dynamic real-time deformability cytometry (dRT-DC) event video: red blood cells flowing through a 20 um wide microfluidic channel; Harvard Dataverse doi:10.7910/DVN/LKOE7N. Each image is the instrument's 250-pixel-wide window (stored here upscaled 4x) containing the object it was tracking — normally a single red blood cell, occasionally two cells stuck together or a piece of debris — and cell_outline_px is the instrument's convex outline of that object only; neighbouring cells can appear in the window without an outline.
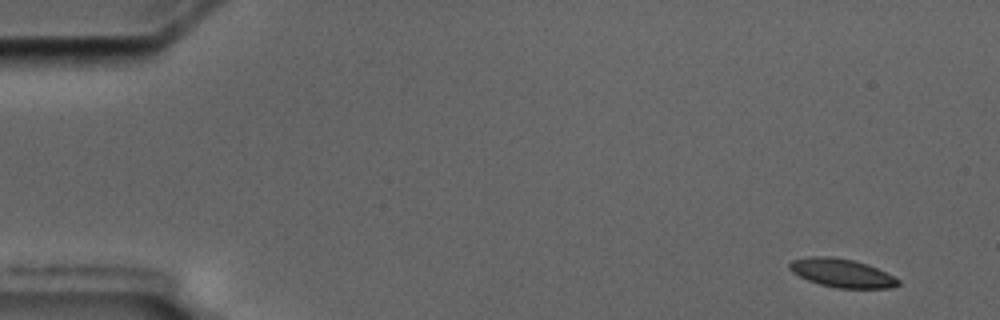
{"species": "common noctule bat (a hibernating species)", "species_latin": "Nyctalus noctula", "temperature_condition": "cold", "stored_images_in_passage": 5, "camera_frame_rate_fps": 3000, "um_per_image_px": 0.085, "animal": {"sex": "male", "body_mass_g": 17.5, "forearm_length_mm": 52.3}, "frame": {"image": 1, "passage_image": 1, "time_ms": 0.0, "image_size_px": [1000, 320], "cell_outline_px": [[900, 284], [892, 288], [836, 288], [820, 284], [808, 280], [792, 272], [788, 268], [788, 264], [792, 260], [808, 256], [832, 256], [852, 260], [868, 264], [900, 280]], "centroid_in_image_um": [71.53, 23.2], "position_along_channel_um": 13.5, "area_um2": 18.03}}
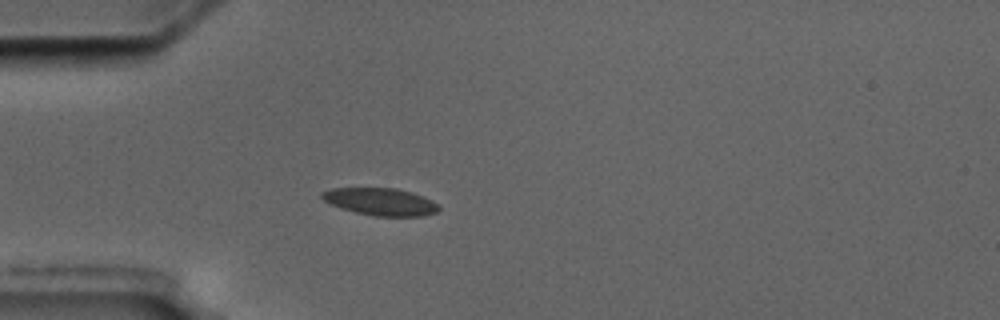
{"frame": {"image": 2, "passage_image": 5, "time_ms": 4.333, "image_size_px": [1000, 320], "cell_outline_px": [[440, 208], [436, 212], [424, 216], [376, 216], [356, 212], [340, 208], [324, 200], [320, 196], [320, 192], [332, 188], [396, 188], [412, 192], [432, 200], [440, 204]], "centroid_in_image_um": [32.37, 17.14], "position_along_channel_um": 52.6, "area_um2": 18.67}}